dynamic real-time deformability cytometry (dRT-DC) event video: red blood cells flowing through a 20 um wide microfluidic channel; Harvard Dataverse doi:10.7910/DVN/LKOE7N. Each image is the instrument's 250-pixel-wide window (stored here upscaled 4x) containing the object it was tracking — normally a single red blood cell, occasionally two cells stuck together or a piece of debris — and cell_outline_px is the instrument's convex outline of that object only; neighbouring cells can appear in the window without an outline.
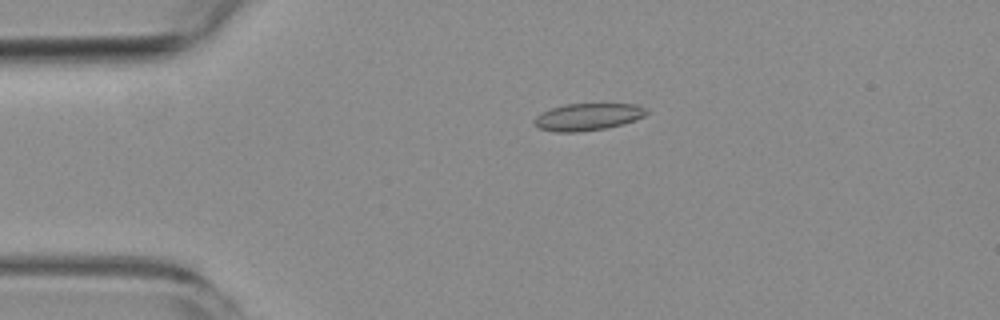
{"species": "common noctule bat (a hibernating species)", "species_latin": "Nyctalus noctula", "temperature_condition": "room temperature", "stored_images_in_passage": 5, "camera_frame_rate_fps": 3000, "um_per_image_px": 0.085, "animal": {"sex": "female", "body_mass_g": 19.3, "forearm_length_mm": 54.1}, "frame": {"image": 1, "passage_image": 4, "time_ms": 3.333, "image_size_px": [1000, 320], "cell_outline_px": [[648, 112], [644, 116], [636, 120], [624, 124], [604, 128], [580, 132], [556, 132], [540, 128], [532, 120], [536, 116], [552, 108], [564, 104], [636, 104], [644, 108]], "centroid_in_image_um": [49.97, 9.93], "position_along_channel_um": 35.0, "area_um2": 17.57}}